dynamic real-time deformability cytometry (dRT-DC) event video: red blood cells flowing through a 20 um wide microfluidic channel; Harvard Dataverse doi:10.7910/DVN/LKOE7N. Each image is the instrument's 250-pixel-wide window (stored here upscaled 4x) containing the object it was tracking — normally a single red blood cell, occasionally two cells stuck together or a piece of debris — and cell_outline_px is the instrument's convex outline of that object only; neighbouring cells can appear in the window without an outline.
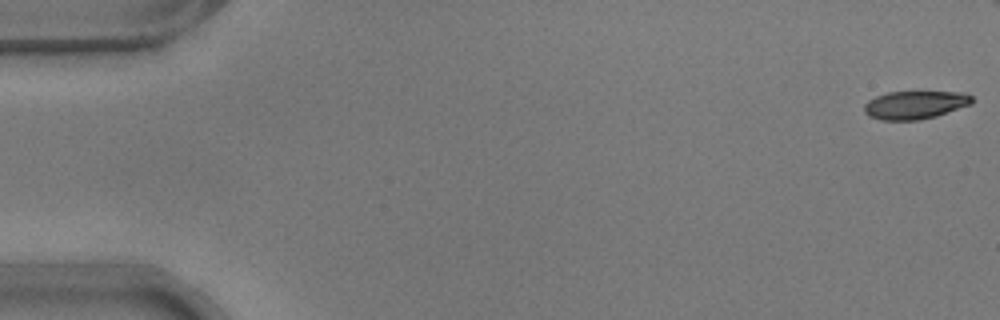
{"species": "common noctule bat (a hibernating species)", "species_latin": "Nyctalus noctula", "temperature_condition": "warm", "stored_images_in_passage": 44, "camera_frame_rate_fps": 3000, "um_per_image_px": 0.085, "animal": {"sex": "male", "body_mass_g": 17.9}, "frame": {"image": 1, "passage_image": 1, "time_ms": 0.0, "image_size_px": [1000, 320], "cell_outline_px": [[972, 104], [936, 116], [920, 120], [880, 120], [868, 116], [864, 112], [864, 104], [868, 100], [876, 96], [888, 92], [964, 92], [972, 96]], "centroid_in_image_um": [77.76, 8.92], "position_along_channel_um": 7.2, "area_um2": 17.74}}
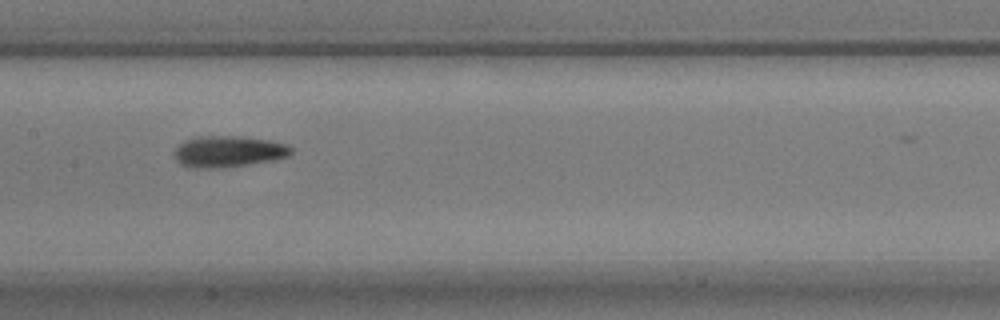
{"frame": {"image": 2, "passage_image": 27, "time_ms": 8.667, "image_size_px": [1000, 320], "cell_outline_px": [[292, 152], [288, 156], [272, 160], [248, 164], [220, 168], [192, 168], [180, 164], [176, 160], [176, 148], [180, 144], [192, 136], [240, 136], [272, 140], [284, 144], [292, 148]], "centroid_in_image_um": [19.4, 12.87], "position_along_channel_um": 188.0, "area_um2": 21.27}}
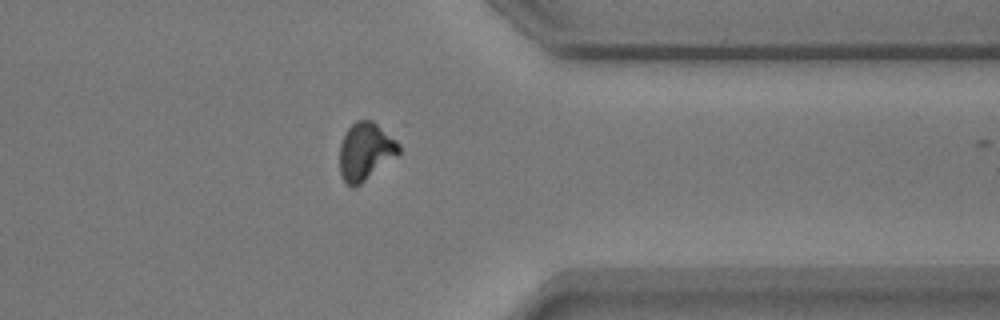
{"frame": {"image": 3, "passage_image": 43, "time_ms": 14.0, "image_size_px": [1000, 320], "cell_outline_px": [[400, 152], [396, 156], [356, 188], [352, 188], [340, 176], [340, 144], [348, 128], [356, 120], [372, 120], [396, 140], [400, 144]], "centroid_in_image_um": [31.05, 12.89], "position_along_channel_um": 380.3, "area_um2": 19.83}}